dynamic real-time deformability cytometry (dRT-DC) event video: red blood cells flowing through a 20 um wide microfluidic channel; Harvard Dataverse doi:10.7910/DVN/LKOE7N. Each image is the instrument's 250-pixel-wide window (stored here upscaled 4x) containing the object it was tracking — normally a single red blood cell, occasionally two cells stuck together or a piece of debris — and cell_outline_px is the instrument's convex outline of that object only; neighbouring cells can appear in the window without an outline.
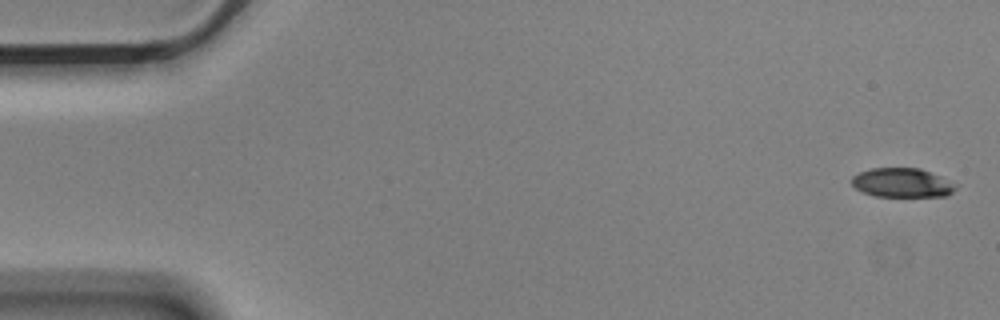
{"species": "Egyptian fruit bat (a non-hibernating species)", "species_latin": "Rousettus aegyptiacus", "temperature_condition": "cold", "stored_images_in_passage": 6, "camera_frame_rate_fps": 3000, "um_per_image_px": 0.085, "animal": {"sex": "male"}, "frame": {"image": 1, "passage_image": 1, "time_ms": 0.0, "image_size_px": [1000, 320], "cell_outline_px": [[960, 184], [948, 196], [876, 196], [864, 192], [856, 188], [852, 184], [852, 176], [860, 172], [872, 168], [920, 168]], "centroid_in_image_um": [76.73, 15.53], "position_along_channel_um": 8.3, "area_um2": 17.69}}
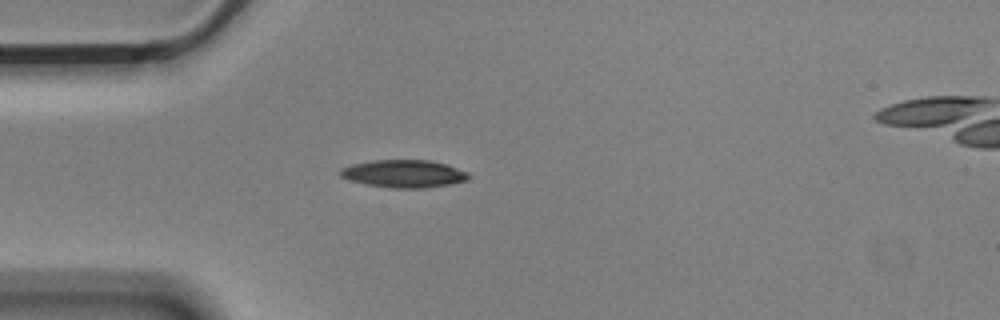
{"frame": {"image": 2, "passage_image": 5, "time_ms": 1.333, "image_size_px": [1000, 320], "cell_outline_px": [[472, 176], [468, 180], [448, 184], [424, 188], [388, 188], [348, 180], [340, 176], [340, 168], [352, 164], [372, 160], [432, 160], [448, 164], [468, 172]], "centroid_in_image_um": [34.35, 14.76], "position_along_channel_um": 50.7, "area_um2": 20.87}}